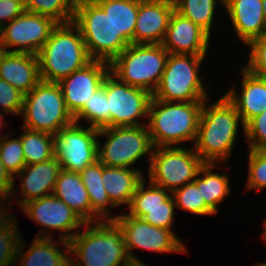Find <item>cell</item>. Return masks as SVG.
Listing matches in <instances>:
<instances>
[{"label":"cell","instance_id":"cell-1","mask_svg":"<svg viewBox=\"0 0 266 266\" xmlns=\"http://www.w3.org/2000/svg\"><path fill=\"white\" fill-rule=\"evenodd\" d=\"M203 102L193 149L205 163L226 162L234 147L241 117L225 96L212 105ZM209 105V107H208Z\"/></svg>","mask_w":266,"mask_h":266},{"label":"cell","instance_id":"cell-2","mask_svg":"<svg viewBox=\"0 0 266 266\" xmlns=\"http://www.w3.org/2000/svg\"><path fill=\"white\" fill-rule=\"evenodd\" d=\"M40 79L58 83L92 61L78 27L58 23L37 54Z\"/></svg>","mask_w":266,"mask_h":266},{"label":"cell","instance_id":"cell-3","mask_svg":"<svg viewBox=\"0 0 266 266\" xmlns=\"http://www.w3.org/2000/svg\"><path fill=\"white\" fill-rule=\"evenodd\" d=\"M83 227L85 231H77L69 241L75 266H124L130 261L123 232L114 221L89 222Z\"/></svg>","mask_w":266,"mask_h":266},{"label":"cell","instance_id":"cell-4","mask_svg":"<svg viewBox=\"0 0 266 266\" xmlns=\"http://www.w3.org/2000/svg\"><path fill=\"white\" fill-rule=\"evenodd\" d=\"M203 102H167L152 98L147 127L153 146L176 147L178 143L195 142Z\"/></svg>","mask_w":266,"mask_h":266},{"label":"cell","instance_id":"cell-5","mask_svg":"<svg viewBox=\"0 0 266 266\" xmlns=\"http://www.w3.org/2000/svg\"><path fill=\"white\" fill-rule=\"evenodd\" d=\"M92 60L111 63L129 44L116 32L109 15L95 2L76 0L72 21Z\"/></svg>","mask_w":266,"mask_h":266},{"label":"cell","instance_id":"cell-6","mask_svg":"<svg viewBox=\"0 0 266 266\" xmlns=\"http://www.w3.org/2000/svg\"><path fill=\"white\" fill-rule=\"evenodd\" d=\"M168 56L162 44H130L110 63V72L120 81L153 94Z\"/></svg>","mask_w":266,"mask_h":266},{"label":"cell","instance_id":"cell-7","mask_svg":"<svg viewBox=\"0 0 266 266\" xmlns=\"http://www.w3.org/2000/svg\"><path fill=\"white\" fill-rule=\"evenodd\" d=\"M20 115L24 118L22 127L53 135L75 122L59 84L42 80L24 95Z\"/></svg>","mask_w":266,"mask_h":266},{"label":"cell","instance_id":"cell-8","mask_svg":"<svg viewBox=\"0 0 266 266\" xmlns=\"http://www.w3.org/2000/svg\"><path fill=\"white\" fill-rule=\"evenodd\" d=\"M206 55L169 53L160 83L153 98L167 102H195L208 99L199 77V68Z\"/></svg>","mask_w":266,"mask_h":266},{"label":"cell","instance_id":"cell-9","mask_svg":"<svg viewBox=\"0 0 266 266\" xmlns=\"http://www.w3.org/2000/svg\"><path fill=\"white\" fill-rule=\"evenodd\" d=\"M147 125L104 127L98 138L107 136L101 146L98 142V160L107 167L129 168L144 155H151L153 144Z\"/></svg>","mask_w":266,"mask_h":266},{"label":"cell","instance_id":"cell-10","mask_svg":"<svg viewBox=\"0 0 266 266\" xmlns=\"http://www.w3.org/2000/svg\"><path fill=\"white\" fill-rule=\"evenodd\" d=\"M205 162L194 149L154 147L149 163L148 179L171 193L193 182Z\"/></svg>","mask_w":266,"mask_h":266},{"label":"cell","instance_id":"cell-11","mask_svg":"<svg viewBox=\"0 0 266 266\" xmlns=\"http://www.w3.org/2000/svg\"><path fill=\"white\" fill-rule=\"evenodd\" d=\"M102 87L107 96L110 127L141 126L140 119H148L153 98L150 92L120 81L111 72L105 77Z\"/></svg>","mask_w":266,"mask_h":266},{"label":"cell","instance_id":"cell-12","mask_svg":"<svg viewBox=\"0 0 266 266\" xmlns=\"http://www.w3.org/2000/svg\"><path fill=\"white\" fill-rule=\"evenodd\" d=\"M99 129L78 123L61 128L54 134V157L62 169L76 173L98 160Z\"/></svg>","mask_w":266,"mask_h":266},{"label":"cell","instance_id":"cell-13","mask_svg":"<svg viewBox=\"0 0 266 266\" xmlns=\"http://www.w3.org/2000/svg\"><path fill=\"white\" fill-rule=\"evenodd\" d=\"M115 216L113 220L123 232L126 250L130 260L141 261L132 249L142 248L159 253L186 252L185 244L176 237L170 229L152 226L143 219L135 218L125 214Z\"/></svg>","mask_w":266,"mask_h":266},{"label":"cell","instance_id":"cell-14","mask_svg":"<svg viewBox=\"0 0 266 266\" xmlns=\"http://www.w3.org/2000/svg\"><path fill=\"white\" fill-rule=\"evenodd\" d=\"M57 24L50 17L25 11L0 29V50L37 55Z\"/></svg>","mask_w":266,"mask_h":266},{"label":"cell","instance_id":"cell-15","mask_svg":"<svg viewBox=\"0 0 266 266\" xmlns=\"http://www.w3.org/2000/svg\"><path fill=\"white\" fill-rule=\"evenodd\" d=\"M21 208L26 216L43 227L35 237H52L46 232V228H49L65 232L66 234L59 235V239L69 242L76 234L73 230H78L85 224L75 211L53 194L28 201ZM44 230L46 233H42Z\"/></svg>","mask_w":266,"mask_h":266},{"label":"cell","instance_id":"cell-16","mask_svg":"<svg viewBox=\"0 0 266 266\" xmlns=\"http://www.w3.org/2000/svg\"><path fill=\"white\" fill-rule=\"evenodd\" d=\"M145 185L144 178L132 196L128 206L130 211L127 214L143 219L152 226L172 231L176 205L170 194L171 192L153 184L151 181H149L148 187Z\"/></svg>","mask_w":266,"mask_h":266},{"label":"cell","instance_id":"cell-17","mask_svg":"<svg viewBox=\"0 0 266 266\" xmlns=\"http://www.w3.org/2000/svg\"><path fill=\"white\" fill-rule=\"evenodd\" d=\"M109 72V63L92 60L58 82L66 107L73 117L88 103L93 93L102 87Z\"/></svg>","mask_w":266,"mask_h":266},{"label":"cell","instance_id":"cell-18","mask_svg":"<svg viewBox=\"0 0 266 266\" xmlns=\"http://www.w3.org/2000/svg\"><path fill=\"white\" fill-rule=\"evenodd\" d=\"M174 10V3L165 0H139L133 44H162Z\"/></svg>","mask_w":266,"mask_h":266},{"label":"cell","instance_id":"cell-19","mask_svg":"<svg viewBox=\"0 0 266 266\" xmlns=\"http://www.w3.org/2000/svg\"><path fill=\"white\" fill-rule=\"evenodd\" d=\"M209 42L210 36L202 28L174 10L162 42L169 53L206 55Z\"/></svg>","mask_w":266,"mask_h":266},{"label":"cell","instance_id":"cell-20","mask_svg":"<svg viewBox=\"0 0 266 266\" xmlns=\"http://www.w3.org/2000/svg\"><path fill=\"white\" fill-rule=\"evenodd\" d=\"M236 37L246 45L266 34L262 0H224Z\"/></svg>","mask_w":266,"mask_h":266},{"label":"cell","instance_id":"cell-21","mask_svg":"<svg viewBox=\"0 0 266 266\" xmlns=\"http://www.w3.org/2000/svg\"><path fill=\"white\" fill-rule=\"evenodd\" d=\"M61 171V164L56 157L41 163L26 165L17 174L21 180V194L24 197L19 198L17 204L22 207L28 201L51 195Z\"/></svg>","mask_w":266,"mask_h":266},{"label":"cell","instance_id":"cell-22","mask_svg":"<svg viewBox=\"0 0 266 266\" xmlns=\"http://www.w3.org/2000/svg\"><path fill=\"white\" fill-rule=\"evenodd\" d=\"M0 78L26 95L41 81L37 55L0 51Z\"/></svg>","mask_w":266,"mask_h":266},{"label":"cell","instance_id":"cell-23","mask_svg":"<svg viewBox=\"0 0 266 266\" xmlns=\"http://www.w3.org/2000/svg\"><path fill=\"white\" fill-rule=\"evenodd\" d=\"M243 80L241 95L232 87L225 96L234 104L242 124L266 110V79L254 75L244 66L241 67Z\"/></svg>","mask_w":266,"mask_h":266},{"label":"cell","instance_id":"cell-24","mask_svg":"<svg viewBox=\"0 0 266 266\" xmlns=\"http://www.w3.org/2000/svg\"><path fill=\"white\" fill-rule=\"evenodd\" d=\"M33 240L29 249L22 253L25 243L21 238L15 261L18 263L17 266H64L72 258L64 254V252L70 254L68 241H59L61 246L66 248L65 251H61L58 242L52 241L51 237H35Z\"/></svg>","mask_w":266,"mask_h":266},{"label":"cell","instance_id":"cell-25","mask_svg":"<svg viewBox=\"0 0 266 266\" xmlns=\"http://www.w3.org/2000/svg\"><path fill=\"white\" fill-rule=\"evenodd\" d=\"M52 194L75 211L85 223L92 222L91 201L79 173L62 169Z\"/></svg>","mask_w":266,"mask_h":266},{"label":"cell","instance_id":"cell-26","mask_svg":"<svg viewBox=\"0 0 266 266\" xmlns=\"http://www.w3.org/2000/svg\"><path fill=\"white\" fill-rule=\"evenodd\" d=\"M140 169L107 167L103 164L102 181L111 203L129 206L138 185L145 178Z\"/></svg>","mask_w":266,"mask_h":266},{"label":"cell","instance_id":"cell-27","mask_svg":"<svg viewBox=\"0 0 266 266\" xmlns=\"http://www.w3.org/2000/svg\"><path fill=\"white\" fill-rule=\"evenodd\" d=\"M79 174L91 201L92 222L105 221V219L106 221H113L115 216H112L111 212L109 213L108 206L110 205V209L115 206L111 203L103 185V164L97 160Z\"/></svg>","mask_w":266,"mask_h":266},{"label":"cell","instance_id":"cell-28","mask_svg":"<svg viewBox=\"0 0 266 266\" xmlns=\"http://www.w3.org/2000/svg\"><path fill=\"white\" fill-rule=\"evenodd\" d=\"M215 163H205L194 179L206 206L214 213H218V204L229 195V175L213 173Z\"/></svg>","mask_w":266,"mask_h":266},{"label":"cell","instance_id":"cell-29","mask_svg":"<svg viewBox=\"0 0 266 266\" xmlns=\"http://www.w3.org/2000/svg\"><path fill=\"white\" fill-rule=\"evenodd\" d=\"M109 15L117 33L130 45L138 17L139 0H103L96 2Z\"/></svg>","mask_w":266,"mask_h":266},{"label":"cell","instance_id":"cell-30","mask_svg":"<svg viewBox=\"0 0 266 266\" xmlns=\"http://www.w3.org/2000/svg\"><path fill=\"white\" fill-rule=\"evenodd\" d=\"M20 134L26 165L37 164L54 157V135L21 127Z\"/></svg>","mask_w":266,"mask_h":266},{"label":"cell","instance_id":"cell-31","mask_svg":"<svg viewBox=\"0 0 266 266\" xmlns=\"http://www.w3.org/2000/svg\"><path fill=\"white\" fill-rule=\"evenodd\" d=\"M224 0H177L175 11L202 28L209 36L211 34L214 11L217 2Z\"/></svg>","mask_w":266,"mask_h":266},{"label":"cell","instance_id":"cell-32","mask_svg":"<svg viewBox=\"0 0 266 266\" xmlns=\"http://www.w3.org/2000/svg\"><path fill=\"white\" fill-rule=\"evenodd\" d=\"M75 123L80 120L87 121L88 126L101 129L110 127V111H108V101L103 87L93 93L88 103L74 116Z\"/></svg>","mask_w":266,"mask_h":266},{"label":"cell","instance_id":"cell-33","mask_svg":"<svg viewBox=\"0 0 266 266\" xmlns=\"http://www.w3.org/2000/svg\"><path fill=\"white\" fill-rule=\"evenodd\" d=\"M76 0H25L27 12L52 18L57 23L73 21Z\"/></svg>","mask_w":266,"mask_h":266},{"label":"cell","instance_id":"cell-34","mask_svg":"<svg viewBox=\"0 0 266 266\" xmlns=\"http://www.w3.org/2000/svg\"><path fill=\"white\" fill-rule=\"evenodd\" d=\"M171 195L177 208L188 211L195 215H215L206 206L202 194L194 182L187 183L184 186L174 190Z\"/></svg>","mask_w":266,"mask_h":266},{"label":"cell","instance_id":"cell-35","mask_svg":"<svg viewBox=\"0 0 266 266\" xmlns=\"http://www.w3.org/2000/svg\"><path fill=\"white\" fill-rule=\"evenodd\" d=\"M10 135L6 134L0 141V160L7 171L15 179L17 175L25 166V158L22 149V142L19 138L9 139Z\"/></svg>","mask_w":266,"mask_h":266},{"label":"cell","instance_id":"cell-36","mask_svg":"<svg viewBox=\"0 0 266 266\" xmlns=\"http://www.w3.org/2000/svg\"><path fill=\"white\" fill-rule=\"evenodd\" d=\"M15 219L13 217L0 229V264L2 266H13V264H16V255L22 236H20Z\"/></svg>","mask_w":266,"mask_h":266},{"label":"cell","instance_id":"cell-37","mask_svg":"<svg viewBox=\"0 0 266 266\" xmlns=\"http://www.w3.org/2000/svg\"><path fill=\"white\" fill-rule=\"evenodd\" d=\"M248 180L246 191L266 187V149H249L248 153Z\"/></svg>","mask_w":266,"mask_h":266},{"label":"cell","instance_id":"cell-38","mask_svg":"<svg viewBox=\"0 0 266 266\" xmlns=\"http://www.w3.org/2000/svg\"><path fill=\"white\" fill-rule=\"evenodd\" d=\"M244 134L250 143L249 149H266V110L244 125Z\"/></svg>","mask_w":266,"mask_h":266},{"label":"cell","instance_id":"cell-39","mask_svg":"<svg viewBox=\"0 0 266 266\" xmlns=\"http://www.w3.org/2000/svg\"><path fill=\"white\" fill-rule=\"evenodd\" d=\"M250 47V59L246 68L249 72L266 79V34L262 37L251 40L248 44Z\"/></svg>","mask_w":266,"mask_h":266},{"label":"cell","instance_id":"cell-40","mask_svg":"<svg viewBox=\"0 0 266 266\" xmlns=\"http://www.w3.org/2000/svg\"><path fill=\"white\" fill-rule=\"evenodd\" d=\"M23 100L22 92L0 78V106L4 113L20 116Z\"/></svg>","mask_w":266,"mask_h":266},{"label":"cell","instance_id":"cell-41","mask_svg":"<svg viewBox=\"0 0 266 266\" xmlns=\"http://www.w3.org/2000/svg\"><path fill=\"white\" fill-rule=\"evenodd\" d=\"M26 11L25 0L0 1V29Z\"/></svg>","mask_w":266,"mask_h":266},{"label":"cell","instance_id":"cell-42","mask_svg":"<svg viewBox=\"0 0 266 266\" xmlns=\"http://www.w3.org/2000/svg\"><path fill=\"white\" fill-rule=\"evenodd\" d=\"M14 183V178L7 171L0 160V189L5 191L10 196V198H13V196L15 197V195L18 194V190L17 188H15Z\"/></svg>","mask_w":266,"mask_h":266},{"label":"cell","instance_id":"cell-43","mask_svg":"<svg viewBox=\"0 0 266 266\" xmlns=\"http://www.w3.org/2000/svg\"><path fill=\"white\" fill-rule=\"evenodd\" d=\"M10 199H11L10 196L5 191H3L2 189H0V210H1V212H7V211H5L7 208L5 206H2V204H4L3 201L6 202V203L9 201L7 203L9 205L11 203L10 202L11 201Z\"/></svg>","mask_w":266,"mask_h":266},{"label":"cell","instance_id":"cell-44","mask_svg":"<svg viewBox=\"0 0 266 266\" xmlns=\"http://www.w3.org/2000/svg\"><path fill=\"white\" fill-rule=\"evenodd\" d=\"M124 266H148V265H145V263H143V261H132V260H130Z\"/></svg>","mask_w":266,"mask_h":266},{"label":"cell","instance_id":"cell-45","mask_svg":"<svg viewBox=\"0 0 266 266\" xmlns=\"http://www.w3.org/2000/svg\"><path fill=\"white\" fill-rule=\"evenodd\" d=\"M0 112H1V111H0ZM4 120H5V119H4V115L0 113V129H2V127H3V125H4V124H3V123H4ZM6 134H8V133H5L4 135H1V136H0V141H1V138H3L4 136H6Z\"/></svg>","mask_w":266,"mask_h":266},{"label":"cell","instance_id":"cell-46","mask_svg":"<svg viewBox=\"0 0 266 266\" xmlns=\"http://www.w3.org/2000/svg\"><path fill=\"white\" fill-rule=\"evenodd\" d=\"M262 8H263L264 16H265V21H266V0H262Z\"/></svg>","mask_w":266,"mask_h":266},{"label":"cell","instance_id":"cell-47","mask_svg":"<svg viewBox=\"0 0 266 266\" xmlns=\"http://www.w3.org/2000/svg\"><path fill=\"white\" fill-rule=\"evenodd\" d=\"M264 231H263V234H262V238H263V240L264 241H266V220H265V222H264Z\"/></svg>","mask_w":266,"mask_h":266},{"label":"cell","instance_id":"cell-48","mask_svg":"<svg viewBox=\"0 0 266 266\" xmlns=\"http://www.w3.org/2000/svg\"><path fill=\"white\" fill-rule=\"evenodd\" d=\"M64 266H75L72 262H71V260L67 263V264H65Z\"/></svg>","mask_w":266,"mask_h":266},{"label":"cell","instance_id":"cell-49","mask_svg":"<svg viewBox=\"0 0 266 266\" xmlns=\"http://www.w3.org/2000/svg\"><path fill=\"white\" fill-rule=\"evenodd\" d=\"M256 266H266V262L265 263H258Z\"/></svg>","mask_w":266,"mask_h":266},{"label":"cell","instance_id":"cell-50","mask_svg":"<svg viewBox=\"0 0 266 266\" xmlns=\"http://www.w3.org/2000/svg\"><path fill=\"white\" fill-rule=\"evenodd\" d=\"M165 1H168V2H171V3H175L177 0H165Z\"/></svg>","mask_w":266,"mask_h":266},{"label":"cell","instance_id":"cell-51","mask_svg":"<svg viewBox=\"0 0 266 266\" xmlns=\"http://www.w3.org/2000/svg\"><path fill=\"white\" fill-rule=\"evenodd\" d=\"M89 1H92V2H97V1H103V0H89Z\"/></svg>","mask_w":266,"mask_h":266}]
</instances>
